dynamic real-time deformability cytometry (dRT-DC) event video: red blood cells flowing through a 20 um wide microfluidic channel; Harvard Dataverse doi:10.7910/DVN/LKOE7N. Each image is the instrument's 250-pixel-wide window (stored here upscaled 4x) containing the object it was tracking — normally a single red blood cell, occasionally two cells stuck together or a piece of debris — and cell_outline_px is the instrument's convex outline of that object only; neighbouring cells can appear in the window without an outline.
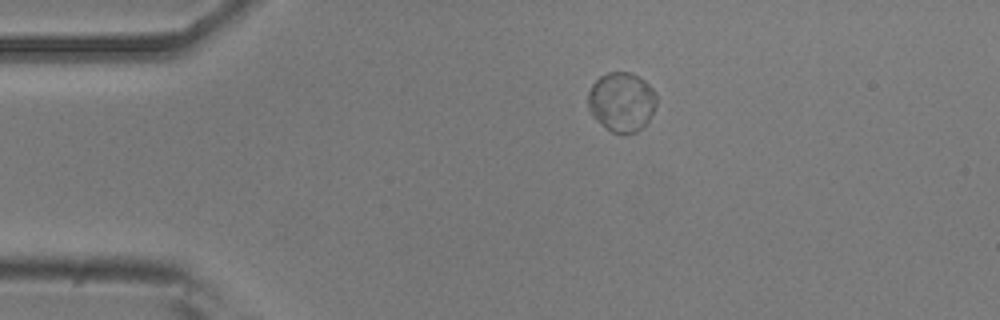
{"species": "common noctule bat (a hibernating species)", "species_latin": "Nyctalus noctula", "temperature_condition": "room temperature", "stored_images_in_passage": 43, "camera_frame_rate_fps": 3000, "um_per_image_px": 0.085, "animal": {"sex": "male", "body_mass_g": 20.5, "forearm_length_mm": 52.5}, "frame": {"image": 1, "passage_image": 1, "time_ms": 0.0, "image_size_px": [1000, 320], "cell_outline_px": [[656, 108], [648, 120], [636, 132], [612, 132], [592, 116], [588, 108], [588, 92], [592, 84], [600, 76], [608, 72], [628, 72], [640, 76], [656, 92]], "centroid_in_image_um": [52.84, 8.62], "position_along_channel_um": 32.2, "area_um2": 23.58}}
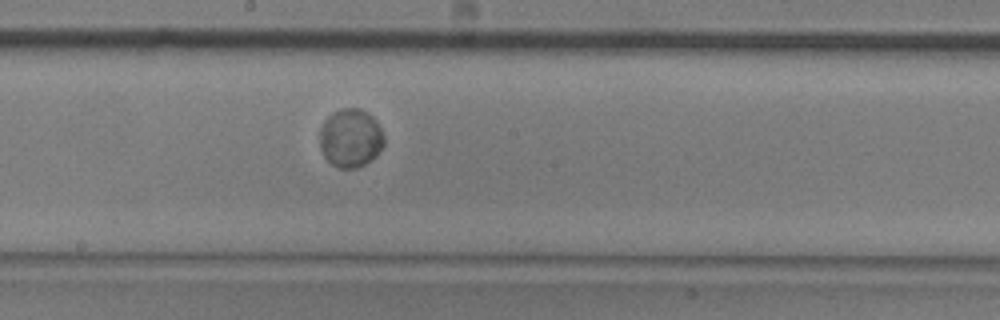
{"frame": {"image": 2, "passage_image": 19, "time_ms": 6.0, "image_size_px": [1000, 320], "cell_outline_px": [[384, 144], [376, 156], [364, 164], [356, 168], [340, 168], [332, 164], [324, 156], [320, 148], [320, 128], [324, 120], [328, 116], [340, 108], [360, 108], [368, 112], [376, 120], [384, 136]], "centroid_in_image_um": [29.8, 11.72], "position_along_channel_um": 218.4, "area_um2": 22.02}}
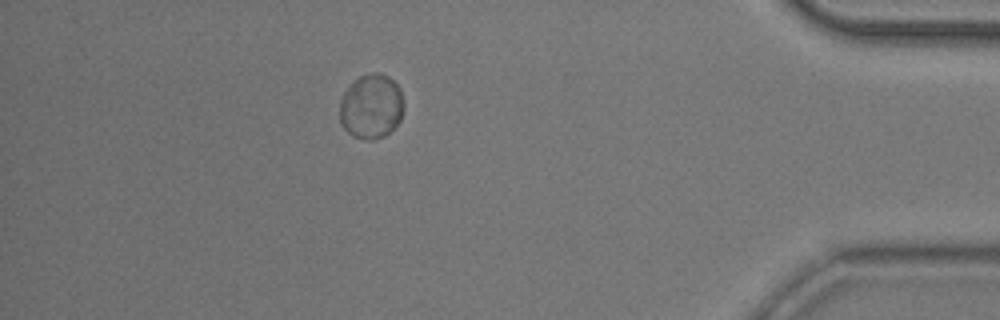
{"frame": {"image": 3, "passage_image": 37, "time_ms": 12.0, "image_size_px": [1000, 320], "cell_outline_px": [[404, 108], [400, 120], [384, 136], [372, 140], [352, 136], [340, 124], [340, 100], [344, 92], [352, 80], [360, 76], [372, 72], [380, 72], [388, 76], [400, 88], [404, 104]], "centroid_in_image_um": [31.54, 9.02], "position_along_channel_um": 403.7, "area_um2": 24.28}, "authors_computed_cell_mechanics": {"area_um2": 22.831, "velocity_mm_per_s": 3.8194, "shape_relaxation_time_tau1_ms": 1.4483, "shape_relaxation_time_tau2_ms": null, "deformation_change_tau1": 0.0213, "deformation_change_tau2": null}}